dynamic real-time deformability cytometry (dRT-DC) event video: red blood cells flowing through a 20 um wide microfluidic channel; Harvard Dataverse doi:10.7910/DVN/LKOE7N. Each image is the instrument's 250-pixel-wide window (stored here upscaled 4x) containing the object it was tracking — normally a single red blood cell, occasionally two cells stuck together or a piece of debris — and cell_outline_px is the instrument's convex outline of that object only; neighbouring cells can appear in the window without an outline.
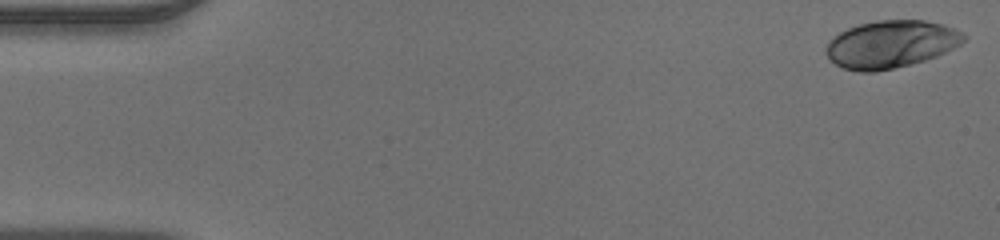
{"species": "human", "species_latin": "Homo sapiens", "temperature_condition": "warm", "stored_images_in_passage": 49, "camera_frame_rate_fps": 3000, "um_per_image_px": 0.085, "donor": {"sex": "male"}, "frame": {"image": 1, "passage_image": 1, "time_ms": 0.0, "image_size_px": [1000, 240], "cell_outline_px": [[968, 36], [960, 44], [936, 56], [924, 60], [876, 72], [860, 72], [844, 68], [836, 64], [828, 56], [824, 48], [828, 40], [840, 32], [848, 28], [860, 24], [876, 20], [924, 20], [944, 24], [956, 28], [964, 32]], "centroid_in_image_um": [75.73, 3.74], "position_along_channel_um": 9.3, "area_um2": 38.09}}
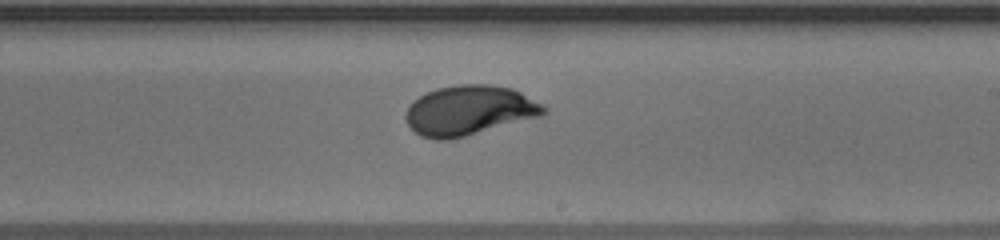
{"frame": {"image": 2, "passage_image": 29, "time_ms": 9.333, "image_size_px": [1000, 240], "cell_outline_px": [[548, 112], [540, 116], [464, 136], [448, 140], [436, 140], [420, 136], [408, 124], [404, 116], [412, 100], [436, 88], [460, 84], [488, 84], [512, 88], [544, 104], [548, 108]], "centroid_in_image_um": [39.89, 9.37], "position_along_channel_um": 249.1, "area_um2": 39.94}}
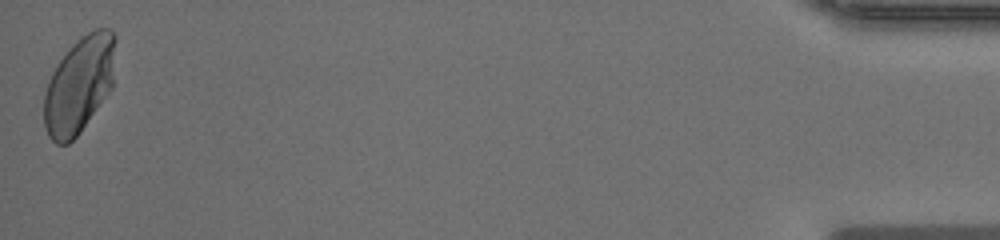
{"frame": {"image": 3, "passage_image": 49, "time_ms": 16.0, "image_size_px": [1000, 240], "cell_outline_px": [[116, 40], [112, 88], [80, 132], [68, 144], [56, 144], [48, 136], [44, 124], [44, 92], [48, 80], [52, 72], [68, 48], [76, 40], [88, 32], [96, 28], [108, 28], [116, 36]], "centroid_in_image_um": [6.73, 7.2], "position_along_channel_um": 428.5, "area_um2": 40.29}}